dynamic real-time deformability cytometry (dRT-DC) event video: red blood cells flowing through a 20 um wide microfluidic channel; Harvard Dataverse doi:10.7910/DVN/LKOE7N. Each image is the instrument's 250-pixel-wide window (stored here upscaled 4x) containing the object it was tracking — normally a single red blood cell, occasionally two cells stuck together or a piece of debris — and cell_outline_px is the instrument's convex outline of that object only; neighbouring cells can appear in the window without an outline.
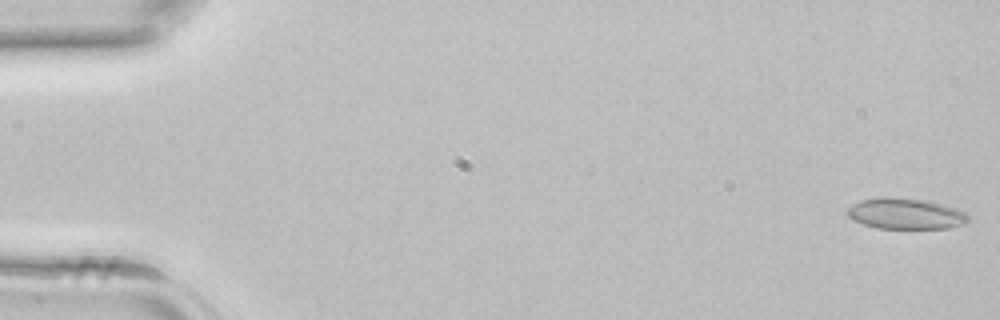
{"species": "common noctule bat (a hibernating species)", "species_latin": "Nyctalus noctula", "temperature_condition": "room temperature", "stored_images_in_passage": 43, "camera_frame_rate_fps": 3000, "um_per_image_px": 0.085, "animal": {"sex": "female", "body_mass_g": 22.7, "forearm_length_mm": 54.2}, "frame": {"image": 1, "passage_image": 1, "time_ms": 0.0, "image_size_px": [1000, 320], "cell_outline_px": [[968, 220], [964, 224], [948, 228], [876, 228], [852, 220], [848, 216], [848, 208], [852, 204], [860, 200], [880, 196], [888, 196], [924, 200], [956, 208], [964, 212], [968, 216]], "centroid_in_image_um": [76.93, 18.15], "position_along_channel_um": 8.1, "area_um2": 21.73}}
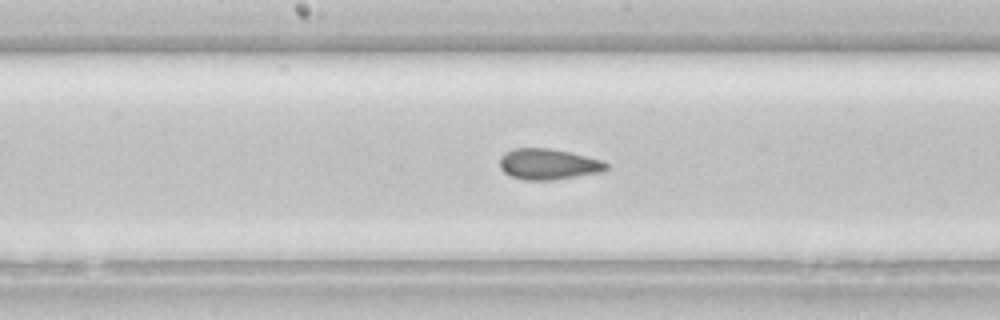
{"frame": {"image": 2, "passage_image": 22, "time_ms": 7.0, "image_size_px": [1000, 320], "cell_outline_px": [[608, 168], [604, 172], [552, 180], [524, 180], [512, 176], [504, 172], [500, 168], [500, 156], [504, 152], [512, 148], [548, 148], [568, 152], [604, 160], [608, 164]], "centroid_in_image_um": [46.61, 13.95], "position_along_channel_um": 201.6, "area_um2": 19.31}}
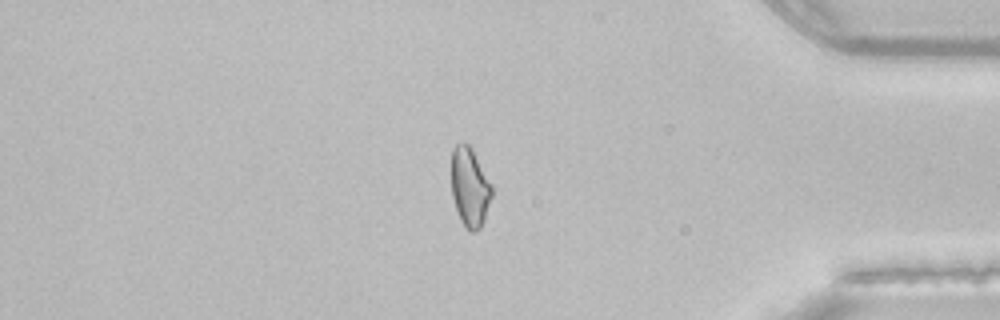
{"frame": {"image": 3, "passage_image": 36, "time_ms": 11.667, "image_size_px": [1000, 320], "cell_outline_px": [[492, 196], [484, 220], [480, 228], [476, 232], [468, 232], [460, 220], [452, 196], [452, 148], [460, 140], [464, 140], [472, 148], [492, 184]], "centroid_in_image_um": [39.94, 15.89], "position_along_channel_um": 395.3, "area_um2": 18.96}}